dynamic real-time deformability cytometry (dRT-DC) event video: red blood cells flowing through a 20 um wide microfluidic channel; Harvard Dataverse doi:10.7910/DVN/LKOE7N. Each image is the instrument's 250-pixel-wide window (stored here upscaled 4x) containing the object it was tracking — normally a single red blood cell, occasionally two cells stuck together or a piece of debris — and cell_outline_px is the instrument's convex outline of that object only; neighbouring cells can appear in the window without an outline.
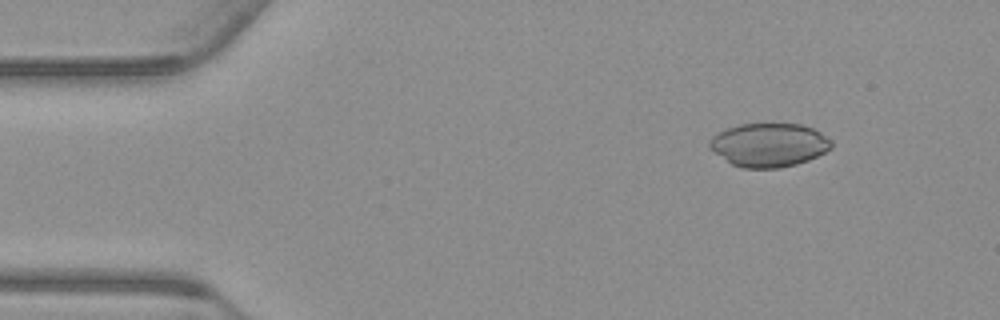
{"species": "common noctule bat (a hibernating species)", "species_latin": "Nyctalus noctula", "temperature_condition": "warm", "stored_images_in_passage": 55, "camera_frame_rate_fps": 3000, "um_per_image_px": 0.085, "animal": {"sex": "male", "body_mass_g": 23.1, "forearm_length_mm": 52.7}, "frame": {"image": 1, "passage_image": 7, "time_ms": 2.0, "image_size_px": [1000, 320], "cell_outline_px": [[832, 148], [808, 160], [796, 164], [780, 168], [744, 168], [732, 164], [708, 148], [708, 140], [712, 136], [728, 128], [740, 124], [800, 124], [812, 128], [820, 132], [832, 140]], "centroid_in_image_um": [65.35, 12.32], "position_along_channel_um": 19.6, "area_um2": 30.92}}